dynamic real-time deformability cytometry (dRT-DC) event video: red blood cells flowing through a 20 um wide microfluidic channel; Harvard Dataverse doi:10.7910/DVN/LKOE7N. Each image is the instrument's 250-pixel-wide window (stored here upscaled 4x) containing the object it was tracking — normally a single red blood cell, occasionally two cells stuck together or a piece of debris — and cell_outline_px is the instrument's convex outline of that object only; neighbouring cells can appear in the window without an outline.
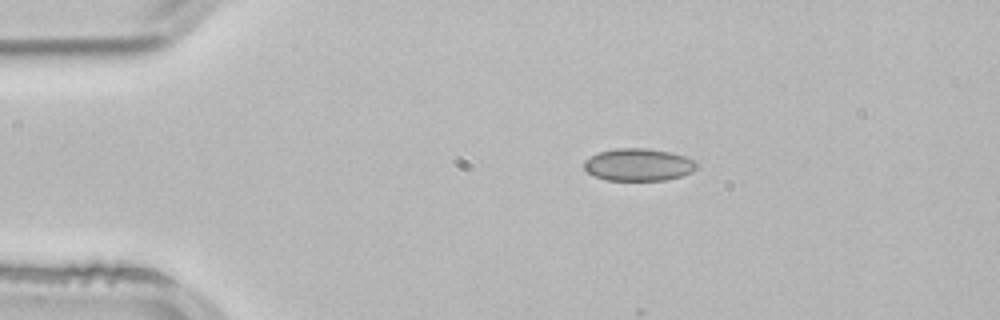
{"species": "common noctule bat (a hibernating species)", "species_latin": "Nyctalus noctula", "temperature_condition": "room temperature", "stored_images_in_passage": 2, "camera_frame_rate_fps": 3000, "um_per_image_px": 0.085, "animal": {"sex": "male", "body_mass_g": 21.5, "forearm_length_mm": 52.0}, "frame": {"image": 1, "passage_image": 1, "time_ms": 0.0, "image_size_px": [1000, 320], "cell_outline_px": [[700, 164], [692, 172], [680, 176], [664, 180], [604, 180], [588, 172], [584, 168], [584, 160], [600, 152], [616, 148], [648, 148], [672, 152], [696, 160]], "centroid_in_image_um": [54.31, 13.99], "position_along_channel_um": 30.7, "area_um2": 21.33}}